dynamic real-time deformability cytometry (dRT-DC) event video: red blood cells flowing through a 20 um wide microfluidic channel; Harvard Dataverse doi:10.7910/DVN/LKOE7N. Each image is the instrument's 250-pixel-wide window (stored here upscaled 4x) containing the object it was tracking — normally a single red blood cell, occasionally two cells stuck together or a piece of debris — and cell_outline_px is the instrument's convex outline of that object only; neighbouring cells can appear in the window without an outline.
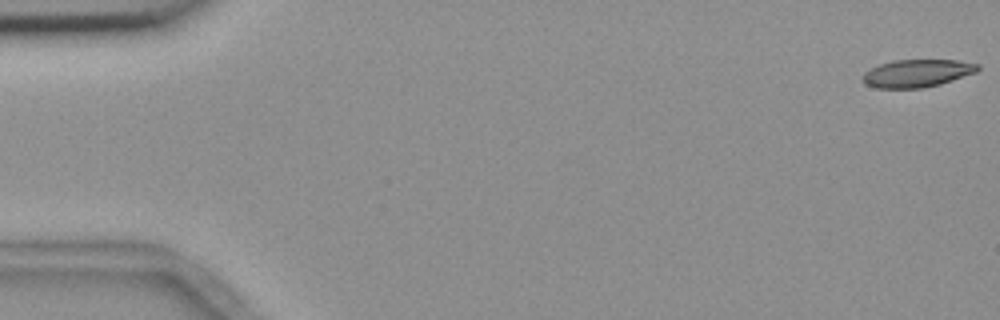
{"species": "common noctule bat (a hibernating species)", "species_latin": "Nyctalus noctula", "temperature_condition": "room temperature", "stored_images_in_passage": 10, "camera_frame_rate_fps": 3000, "um_per_image_px": 0.085, "animal": {"sex": "female", "body_mass_g": 18.4}, "frame": {"image": 1, "passage_image": 1, "time_ms": 0.0, "image_size_px": [1000, 320], "cell_outline_px": [[980, 68], [976, 72], [940, 84], [924, 88], [876, 88], [864, 84], [864, 72], [880, 64], [892, 60], [956, 60], [980, 64]], "centroid_in_image_um": [77.96, 6.23], "position_along_channel_um": 7.0, "area_um2": 18.5}}